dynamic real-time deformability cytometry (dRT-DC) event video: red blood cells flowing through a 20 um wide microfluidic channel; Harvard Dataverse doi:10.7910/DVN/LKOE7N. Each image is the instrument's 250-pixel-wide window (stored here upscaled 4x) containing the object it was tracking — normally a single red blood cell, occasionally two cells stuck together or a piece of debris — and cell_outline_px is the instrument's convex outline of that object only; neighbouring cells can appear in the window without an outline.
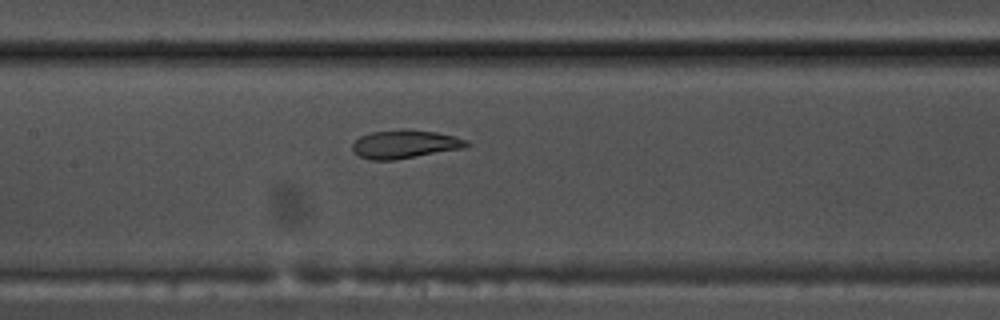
{"species": "common noctule bat (a hibernating species)", "species_latin": "Nyctalus noctula", "temperature_condition": "warm", "stored_images_in_passage": 54, "camera_frame_rate_fps": 3000, "um_per_image_px": 0.085, "animal": {"sex": "male", "body_mass_g": 17.5, "forearm_length_mm": 52.3}, "frame": {"image": 1, "passage_image": 26, "time_ms": 8.333, "image_size_px": [1000, 320], "cell_outline_px": [[472, 144], [464, 148], [396, 160], [368, 160], [352, 152], [352, 144], [360, 136], [372, 132], [436, 132], [456, 136], [468, 140]], "centroid_in_image_um": [34.44, 12.31], "position_along_channel_um": 173.0, "area_um2": 18.32}}
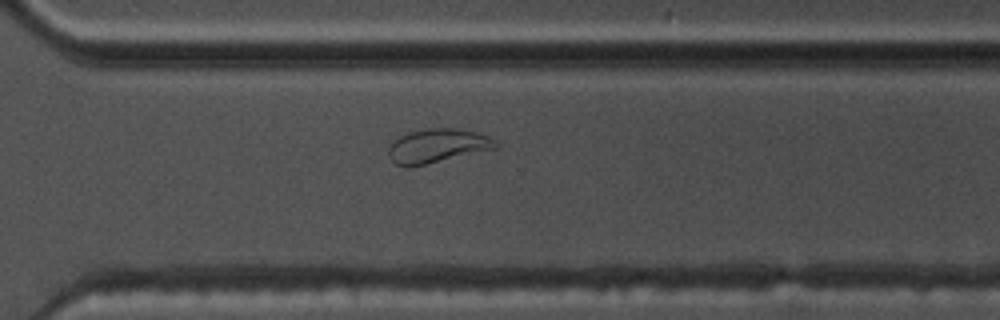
{"frame": {"image": 2, "passage_image": 39, "time_ms": 12.667, "image_size_px": [1000, 320], "cell_outline_px": [[500, 144], [496, 148], [408, 168], [404, 168], [396, 164], [388, 156], [388, 148], [400, 136], [408, 132], [428, 128], [460, 128], [476, 132], [488, 136]], "centroid_in_image_um": [37.16, 12.4], "position_along_channel_um": 333.4, "area_um2": 21.15}}
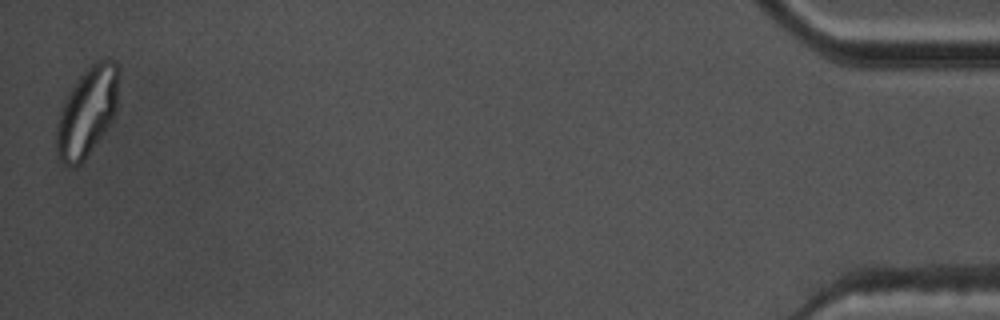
{"frame": {"image": 3, "passage_image": 54, "time_ms": 17.667, "image_size_px": [1000, 320], "cell_outline_px": [[120, 68], [116, 112], [112, 120], [104, 132], [84, 160], [76, 168], [72, 168], [64, 164], [56, 156], [56, 128], [60, 112], [72, 88], [80, 76], [96, 60], [108, 56], [116, 60]], "centroid_in_image_um": [7.44, 9.48], "position_along_channel_um": 427.8, "area_um2": 32.54}, "authors_computed_cell_mechanics": {"area_um2": 21.8484, "velocity_mm_per_s": 3.7111, "shape_relaxation_time_tau1_ms": 8.7291, "shape_relaxation_time_tau2_ms": 1.5327, "deformation_change_tau1": 0.2349, "deformation_change_tau2": 0.0788}}